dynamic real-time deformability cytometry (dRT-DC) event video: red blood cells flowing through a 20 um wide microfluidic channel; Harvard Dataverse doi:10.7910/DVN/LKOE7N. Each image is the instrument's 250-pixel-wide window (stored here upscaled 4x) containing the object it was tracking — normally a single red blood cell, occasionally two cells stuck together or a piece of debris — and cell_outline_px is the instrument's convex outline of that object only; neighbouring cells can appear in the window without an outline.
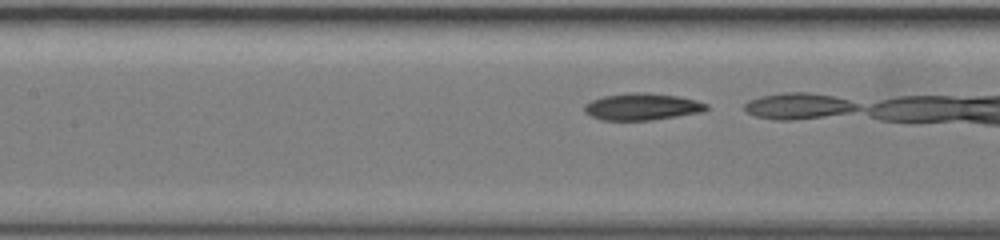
{"species": "common noctule bat (a hibernating species)", "species_latin": "Nyctalus noctula", "temperature_condition": "warm", "stored_images_in_passage": 30, "camera_frame_rate_fps": 3000, "um_per_image_px": 0.085, "animal": {"sex": "female", "body_mass_g": 19.5, "forearm_length_mm": 54.1}, "frame": {"image": 1, "passage_image": 18, "time_ms": 5.667, "image_size_px": [1000, 240], "cell_outline_px": [[708, 108], [704, 112], [652, 120], [600, 120], [584, 112], [584, 104], [592, 100], [604, 96], [632, 92], [644, 92], [676, 96], [696, 100], [708, 104]], "centroid_in_image_um": [54.58, 9.07], "position_along_channel_um": 152.8, "area_um2": 19.13}}